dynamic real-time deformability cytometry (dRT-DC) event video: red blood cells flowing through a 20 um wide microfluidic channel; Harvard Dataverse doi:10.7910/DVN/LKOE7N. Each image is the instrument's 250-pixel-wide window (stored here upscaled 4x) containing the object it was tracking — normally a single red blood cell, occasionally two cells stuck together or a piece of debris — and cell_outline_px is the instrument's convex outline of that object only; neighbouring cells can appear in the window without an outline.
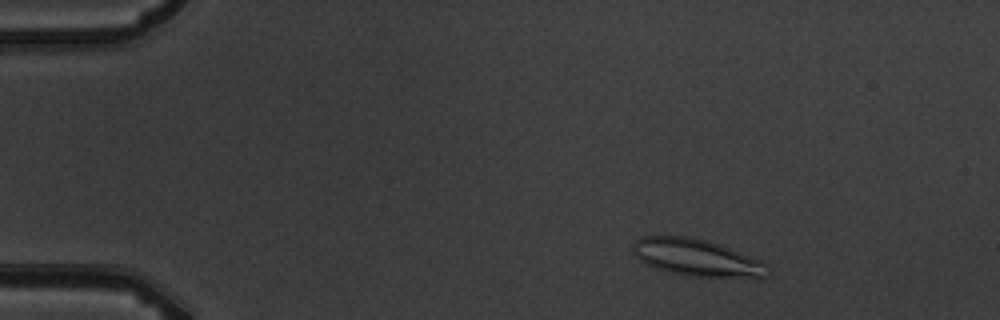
{"species": "common noctule bat (a hibernating species)", "species_latin": "Nyctalus noctula", "temperature_condition": "warm", "stored_images_in_passage": 7, "camera_frame_rate_fps": 3000, "um_per_image_px": 0.085, "animal": {"sex": "male", "body_mass_g": 19.5, "forearm_length_mm": 54.6}, "frame": {"image": 1, "passage_image": 2, "time_ms": 1.333, "image_size_px": [1000, 320], "cell_outline_px": [[768, 276], [764, 280], [688, 276], [668, 272], [644, 264], [632, 252], [632, 244], [636, 240], [644, 236], [688, 236], [720, 244], [760, 260], [768, 264]], "centroid_in_image_um": [59.3, 21.94], "position_along_channel_um": 25.7, "area_um2": 29.88}}
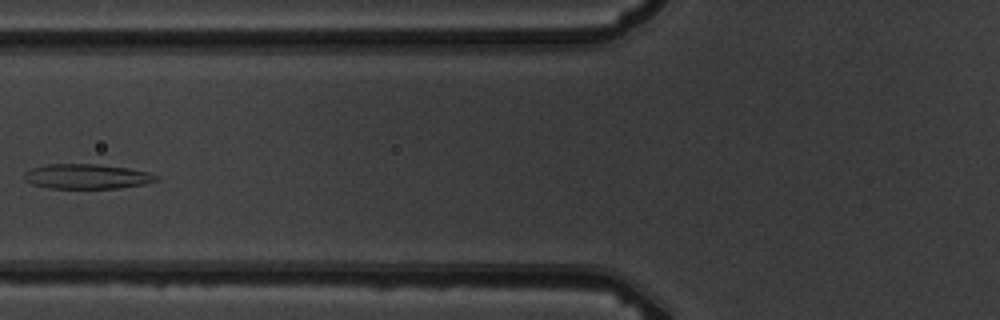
{"frame": {"image": 2, "passage_image": 6, "time_ms": 6.0, "image_size_px": [1000, 320], "cell_outline_px": [[160, 180], [144, 184], [120, 188], [48, 188], [32, 184], [24, 180], [24, 172], [32, 168], [48, 164], [96, 164], [128, 168], [148, 172], [160, 176]], "centroid_in_image_um": [7.4, 15.0], "position_along_channel_um": 118.4, "area_um2": 19.19}}
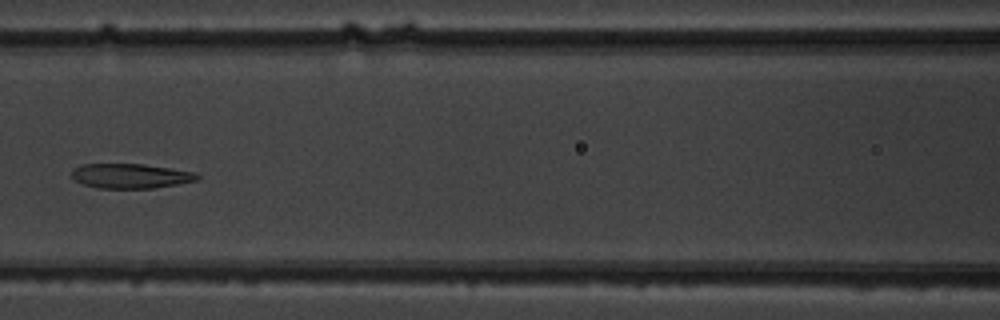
{"frame": {"image": 3, "passage_image": 7, "time_ms": 7.0, "image_size_px": [1000, 320], "cell_outline_px": [[200, 176], [196, 180], [176, 184], [152, 188], [96, 188], [72, 180], [72, 168], [80, 164], [144, 164], [196, 172]], "centroid_in_image_um": [11.05, 14.95], "position_along_channel_um": 155.6, "area_um2": 18.09}}